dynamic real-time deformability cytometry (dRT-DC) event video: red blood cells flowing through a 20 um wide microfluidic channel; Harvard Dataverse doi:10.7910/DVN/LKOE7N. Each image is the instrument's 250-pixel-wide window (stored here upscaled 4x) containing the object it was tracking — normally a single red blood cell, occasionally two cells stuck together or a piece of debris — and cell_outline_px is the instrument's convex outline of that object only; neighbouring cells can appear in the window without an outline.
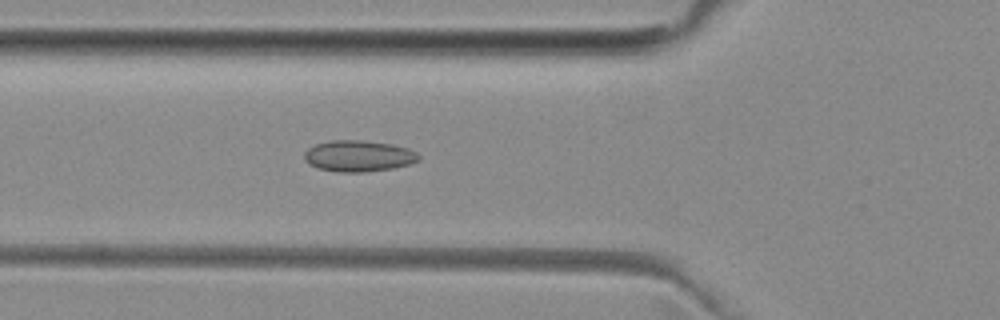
{"species": "common noctule bat (a hibernating species)", "species_latin": "Nyctalus noctula", "temperature_condition": "room temperature", "stored_images_in_passage": 48, "camera_frame_rate_fps": 3000, "um_per_image_px": 0.085, "animal": {"sex": "female", "body_mass_g": 29.2, "forearm_length_mm": 56.3}, "frame": {"image": 1, "passage_image": 15, "time_ms": 4.667, "image_size_px": [1000, 320], "cell_outline_px": [[420, 160], [408, 164], [392, 168], [364, 172], [340, 172], [320, 168], [308, 164], [304, 160], [304, 152], [308, 148], [316, 144], [332, 140], [364, 140], [392, 144], [408, 148], [416, 152], [420, 156]], "centroid_in_image_um": [30.47, 13.25], "position_along_channel_um": 95.3, "area_um2": 20.81}}
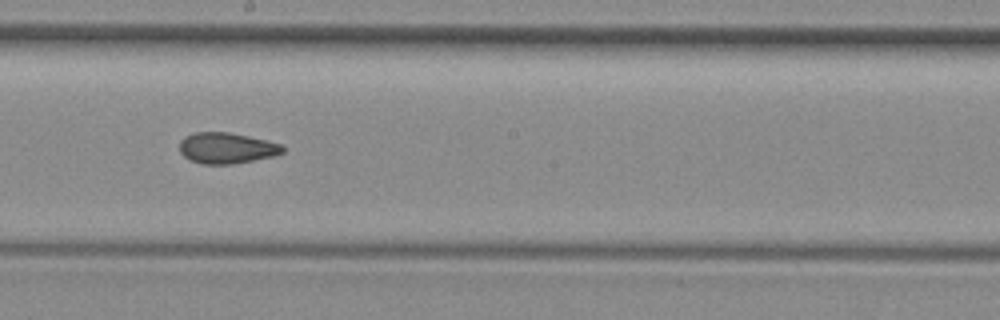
{"frame": {"image": 2, "passage_image": 25, "time_ms": 8.0, "image_size_px": [1000, 320], "cell_outline_px": [[284, 152], [272, 156], [232, 164], [200, 164], [184, 156], [180, 152], [180, 140], [184, 136], [196, 132], [228, 132], [268, 140], [280, 144], [284, 148]], "centroid_in_image_um": [19.24, 12.58], "position_along_channel_um": 229.0, "area_um2": 18.5}}
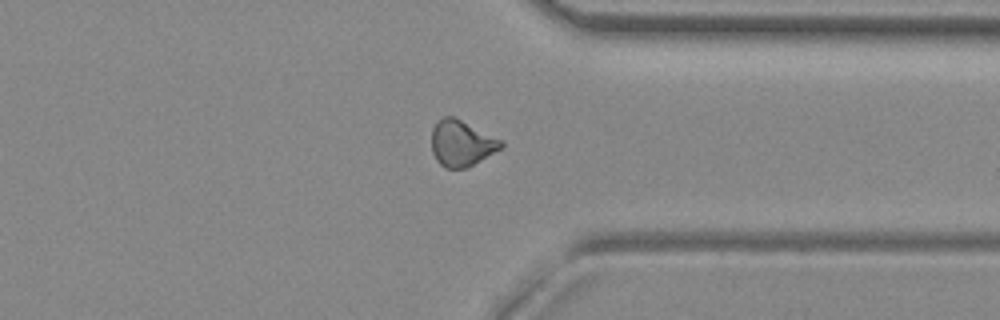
{"frame": {"image": 3, "passage_image": 36, "time_ms": 11.667, "image_size_px": [1000, 320], "cell_outline_px": [[504, 148], [468, 168], [448, 168], [440, 164], [436, 160], [432, 152], [432, 128], [444, 116], [452, 116], [504, 140]], "centroid_in_image_um": [39.28, 12.2], "position_along_channel_um": 372.1, "area_um2": 18.79}, "authors_computed_cell_mechanics": {"area_um2": 18.9584, "velocity_mm_per_s": 3.9985, "shape_relaxation_time_tau1_ms": null, "shape_relaxation_time_tau2_ms": 2.2371, "deformation_change_tau1": null, "deformation_change_tau2": 0.0787}}